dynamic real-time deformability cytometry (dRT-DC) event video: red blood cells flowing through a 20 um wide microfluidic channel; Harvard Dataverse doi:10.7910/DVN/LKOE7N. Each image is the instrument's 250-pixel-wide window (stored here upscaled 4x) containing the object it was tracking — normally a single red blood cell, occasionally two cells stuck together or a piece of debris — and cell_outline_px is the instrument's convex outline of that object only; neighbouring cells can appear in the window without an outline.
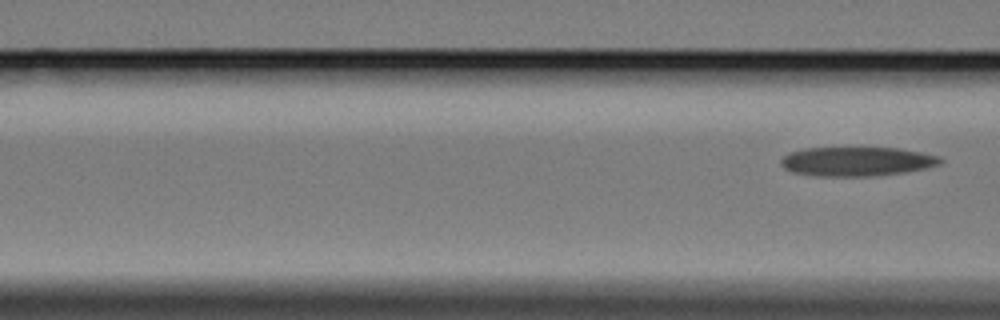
{"species": "Egyptian fruit bat (a non-hibernating species)", "species_latin": "Rousettus aegyptiacus", "temperature_condition": "cold", "stored_images_in_passage": 9, "segment_of_instrument_passage": [2, 2], "camera_frame_rate_fps": 3000, "um_per_image_px": 0.085, "animal": {"sex": "female"}, "frame": {"image": 1, "passage_image": 9, "time_ms": 10.333, "image_size_px": [1000, 320], "cell_outline_px": [[944, 160], [940, 164], [924, 168], [904, 172], [872, 176], [820, 176], [792, 172], [784, 168], [780, 164], [780, 160], [788, 152], [804, 148], [900, 148], [940, 156]], "centroid_in_image_um": [72.81, 13.72], "position_along_channel_um": 93.8, "area_um2": 27.11}}